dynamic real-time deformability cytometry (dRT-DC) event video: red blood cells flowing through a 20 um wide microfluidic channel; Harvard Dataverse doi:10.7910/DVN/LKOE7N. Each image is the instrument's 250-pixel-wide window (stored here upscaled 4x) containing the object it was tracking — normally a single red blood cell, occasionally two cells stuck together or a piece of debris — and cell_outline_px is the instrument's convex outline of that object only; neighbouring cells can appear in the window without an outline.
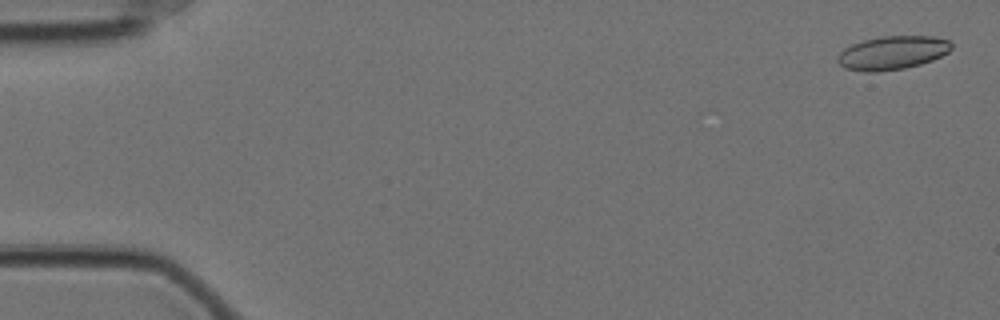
{"species": "Egyptian fruit bat (a non-hibernating species)", "species_latin": "Rousettus aegyptiacus", "temperature_condition": "cold", "stored_images_in_passage": 57, "camera_frame_rate_fps": 3000, "um_per_image_px": 0.085, "animal": {"sex": "female"}, "frame": {"image": 1, "passage_image": 1, "time_ms": 0.0, "image_size_px": [1000, 320], "cell_outline_px": [[952, 48], [948, 52], [932, 60], [920, 64], [904, 68], [876, 72], [864, 72], [844, 68], [836, 60], [836, 56], [844, 48], [852, 44], [864, 40], [880, 36], [932, 36], [948, 40], [952, 44]], "centroid_in_image_um": [75.82, 4.49], "position_along_channel_um": 9.2, "area_um2": 22.31}}
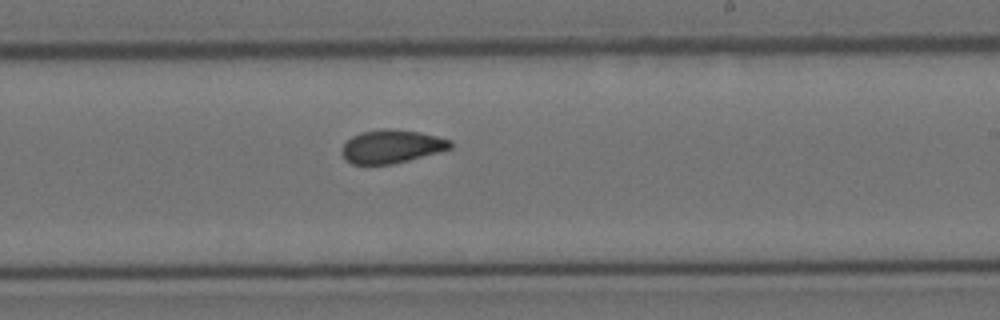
{"frame": {"image": 2, "passage_image": 34, "time_ms": 11.0, "image_size_px": [1000, 320], "cell_outline_px": [[452, 148], [440, 152], [392, 164], [352, 164], [344, 160], [340, 152], [340, 148], [352, 136], [360, 132], [380, 128], [388, 128], [420, 132], [452, 140]], "centroid_in_image_um": [33.25, 12.44], "position_along_channel_um": 255.7, "area_um2": 21.33}}
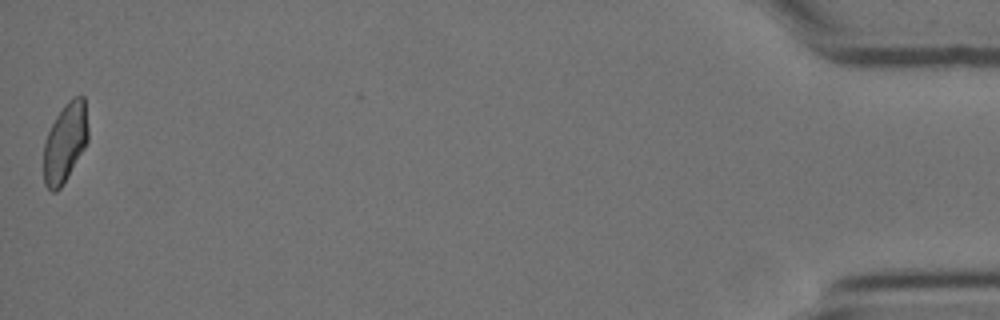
{"frame": {"image": 3, "passage_image": 57, "time_ms": 18.667, "image_size_px": [1000, 320], "cell_outline_px": [[88, 140], [84, 148], [68, 176], [60, 188], [56, 192], [52, 192], [44, 184], [44, 144], [48, 132], [56, 116], [64, 104], [72, 96], [84, 96], [88, 128]], "centroid_in_image_um": [5.54, 12.1], "position_along_channel_um": 429.7, "area_um2": 20.46}, "authors_computed_cell_mechanics": {"area_um2": 21.5594, "velocity_mm_per_s": 3.4894, "shape_relaxation_time_tau1_ms": null, "shape_relaxation_time_tau2_ms": 2.1931, "deformation_change_tau1": null, "deformation_change_tau2": 0.0686}}